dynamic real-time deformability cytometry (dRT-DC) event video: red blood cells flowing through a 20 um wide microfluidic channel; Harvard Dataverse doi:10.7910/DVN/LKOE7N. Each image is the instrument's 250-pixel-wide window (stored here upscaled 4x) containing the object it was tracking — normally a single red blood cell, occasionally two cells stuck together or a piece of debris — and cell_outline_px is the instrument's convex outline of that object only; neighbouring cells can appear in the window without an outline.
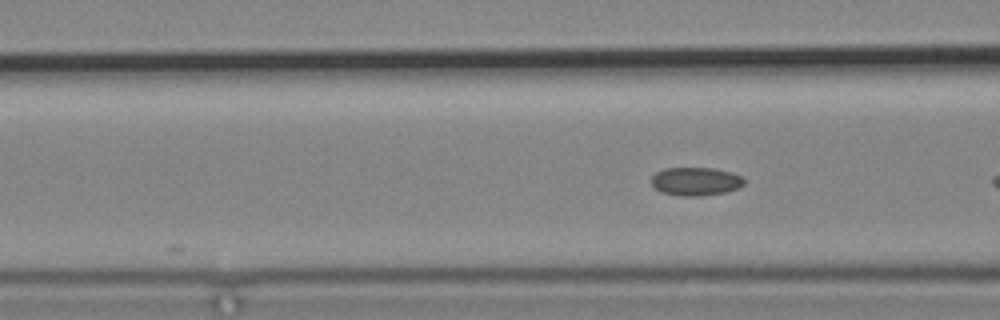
{"species": "common noctule bat (a hibernating species)", "species_latin": "Nyctalus noctula", "temperature_condition": "cold", "stored_images_in_passage": 5, "camera_frame_rate_fps": 3000, "um_per_image_px": 0.085, "animal": {"sex": "male", "body_mass_g": 19.2, "forearm_length_mm": 51.8}, "frame": {"image": 1, "passage_image": 5, "time_ms": 5.667, "image_size_px": [1000, 320], "cell_outline_px": [[744, 184], [740, 188], [728, 192], [700, 196], [680, 196], [660, 192], [652, 184], [652, 176], [656, 172], [664, 168], [716, 168], [732, 172], [740, 176], [744, 180]], "centroid_in_image_um": [59.15, 15.42], "position_along_channel_um": 107.4, "area_um2": 15.49}}